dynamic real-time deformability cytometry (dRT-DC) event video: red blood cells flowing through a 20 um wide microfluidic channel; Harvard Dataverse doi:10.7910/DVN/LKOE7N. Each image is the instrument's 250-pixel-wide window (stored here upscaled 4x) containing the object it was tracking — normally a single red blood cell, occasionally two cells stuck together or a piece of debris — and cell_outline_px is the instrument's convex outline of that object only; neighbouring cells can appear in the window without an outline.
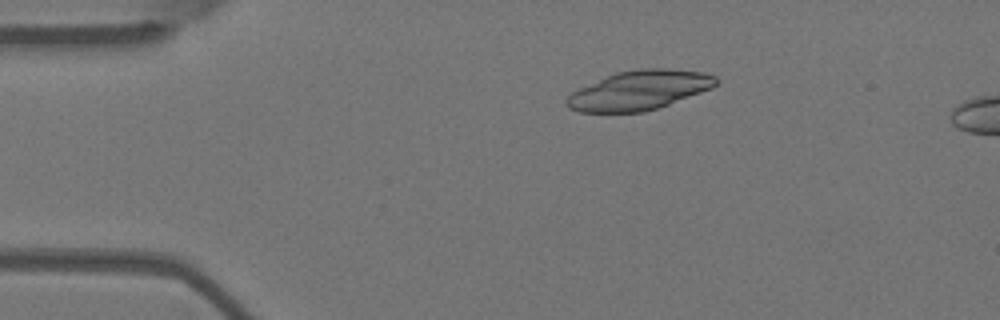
{"species": "Egyptian fruit bat (a non-hibernating species)", "species_latin": "Rousettus aegyptiacus", "temperature_condition": "warm", "stored_images_in_passage": 2, "camera_frame_rate_fps": 3000, "um_per_image_px": 0.085, "animal": {"sex": "female"}, "frame": {"image": 1, "passage_image": 1, "time_ms": 0.0, "image_size_px": [1000, 320], "cell_outline_px": [[720, 80], [712, 88], [660, 108], [644, 112], [580, 112], [568, 108], [564, 104], [564, 100], [572, 92], [580, 88], [616, 72], [640, 68], [668, 68], [704, 72], [716, 76]], "centroid_in_image_um": [54.36, 7.67], "position_along_channel_um": 30.6, "area_um2": 34.45}}